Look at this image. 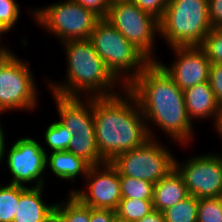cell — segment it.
Instances as JSON below:
<instances>
[{"mask_svg": "<svg viewBox=\"0 0 222 222\" xmlns=\"http://www.w3.org/2000/svg\"><path fill=\"white\" fill-rule=\"evenodd\" d=\"M126 89L138 102L150 138L155 136L148 125L152 123L179 141V145L190 143L194 126L187 114L183 91L156 61H151Z\"/></svg>", "mask_w": 222, "mask_h": 222, "instance_id": "1", "label": "cell"}, {"mask_svg": "<svg viewBox=\"0 0 222 222\" xmlns=\"http://www.w3.org/2000/svg\"><path fill=\"white\" fill-rule=\"evenodd\" d=\"M123 91V96L93 97L96 144L105 162L150 138L138 102L126 88Z\"/></svg>", "mask_w": 222, "mask_h": 222, "instance_id": "2", "label": "cell"}, {"mask_svg": "<svg viewBox=\"0 0 222 222\" xmlns=\"http://www.w3.org/2000/svg\"><path fill=\"white\" fill-rule=\"evenodd\" d=\"M67 55L66 81L59 84L48 81L52 93L66 97H109L116 94L113 88L122 84L106 67L90 39L69 40L62 43ZM51 82V83H49Z\"/></svg>", "mask_w": 222, "mask_h": 222, "instance_id": "3", "label": "cell"}, {"mask_svg": "<svg viewBox=\"0 0 222 222\" xmlns=\"http://www.w3.org/2000/svg\"><path fill=\"white\" fill-rule=\"evenodd\" d=\"M89 39L123 89L151 62L104 18L96 23Z\"/></svg>", "mask_w": 222, "mask_h": 222, "instance_id": "4", "label": "cell"}, {"mask_svg": "<svg viewBox=\"0 0 222 222\" xmlns=\"http://www.w3.org/2000/svg\"><path fill=\"white\" fill-rule=\"evenodd\" d=\"M212 30L208 0H169L159 34L170 47L201 46Z\"/></svg>", "mask_w": 222, "mask_h": 222, "instance_id": "5", "label": "cell"}, {"mask_svg": "<svg viewBox=\"0 0 222 222\" xmlns=\"http://www.w3.org/2000/svg\"><path fill=\"white\" fill-rule=\"evenodd\" d=\"M36 21L57 36L61 43L69 40L90 38L96 23L101 19L92 10L86 9L73 0L53 3L32 10Z\"/></svg>", "mask_w": 222, "mask_h": 222, "instance_id": "6", "label": "cell"}, {"mask_svg": "<svg viewBox=\"0 0 222 222\" xmlns=\"http://www.w3.org/2000/svg\"><path fill=\"white\" fill-rule=\"evenodd\" d=\"M155 140L156 138H149L141 146L122 152L110 162L120 177H131L155 184L174 169L175 156L163 143L158 144V139Z\"/></svg>", "mask_w": 222, "mask_h": 222, "instance_id": "7", "label": "cell"}, {"mask_svg": "<svg viewBox=\"0 0 222 222\" xmlns=\"http://www.w3.org/2000/svg\"><path fill=\"white\" fill-rule=\"evenodd\" d=\"M8 50L0 58V114L7 110H33L37 107L38 89L27 60Z\"/></svg>", "mask_w": 222, "mask_h": 222, "instance_id": "8", "label": "cell"}, {"mask_svg": "<svg viewBox=\"0 0 222 222\" xmlns=\"http://www.w3.org/2000/svg\"><path fill=\"white\" fill-rule=\"evenodd\" d=\"M150 61L154 56V39L159 34V20L144 12L131 0L117 1L110 5L104 18Z\"/></svg>", "mask_w": 222, "mask_h": 222, "instance_id": "9", "label": "cell"}, {"mask_svg": "<svg viewBox=\"0 0 222 222\" xmlns=\"http://www.w3.org/2000/svg\"><path fill=\"white\" fill-rule=\"evenodd\" d=\"M198 156L184 163L175 158L174 162V168L182 176L189 195L196 198L221 197L222 165L219 158L212 153Z\"/></svg>", "mask_w": 222, "mask_h": 222, "instance_id": "10", "label": "cell"}, {"mask_svg": "<svg viewBox=\"0 0 222 222\" xmlns=\"http://www.w3.org/2000/svg\"><path fill=\"white\" fill-rule=\"evenodd\" d=\"M5 152H8L4 157H7V167L13 178L10 184L26 186L35 182L32 187L45 185L43 172L46 170L47 152L40 142L30 137H22Z\"/></svg>", "mask_w": 222, "mask_h": 222, "instance_id": "11", "label": "cell"}, {"mask_svg": "<svg viewBox=\"0 0 222 222\" xmlns=\"http://www.w3.org/2000/svg\"><path fill=\"white\" fill-rule=\"evenodd\" d=\"M85 179L87 191L74 189L69 193L91 208L116 210L122 199L120 175L111 163L91 166Z\"/></svg>", "mask_w": 222, "mask_h": 222, "instance_id": "12", "label": "cell"}, {"mask_svg": "<svg viewBox=\"0 0 222 222\" xmlns=\"http://www.w3.org/2000/svg\"><path fill=\"white\" fill-rule=\"evenodd\" d=\"M177 55L176 61L168 67L159 60L156 62L172 78L175 84L184 91L202 82H208L211 62L200 46L172 47Z\"/></svg>", "mask_w": 222, "mask_h": 222, "instance_id": "13", "label": "cell"}, {"mask_svg": "<svg viewBox=\"0 0 222 222\" xmlns=\"http://www.w3.org/2000/svg\"><path fill=\"white\" fill-rule=\"evenodd\" d=\"M52 95L59 120L67 128L70 136L82 131H95L93 97L88 95L84 102L82 97H66L54 93Z\"/></svg>", "mask_w": 222, "mask_h": 222, "instance_id": "14", "label": "cell"}, {"mask_svg": "<svg viewBox=\"0 0 222 222\" xmlns=\"http://www.w3.org/2000/svg\"><path fill=\"white\" fill-rule=\"evenodd\" d=\"M41 187L20 185V199L13 222H54L55 203L48 206L42 200Z\"/></svg>", "mask_w": 222, "mask_h": 222, "instance_id": "15", "label": "cell"}, {"mask_svg": "<svg viewBox=\"0 0 222 222\" xmlns=\"http://www.w3.org/2000/svg\"><path fill=\"white\" fill-rule=\"evenodd\" d=\"M188 117L193 119L214 118L215 126L220 115V105L209 82H202L183 91Z\"/></svg>", "mask_w": 222, "mask_h": 222, "instance_id": "16", "label": "cell"}, {"mask_svg": "<svg viewBox=\"0 0 222 222\" xmlns=\"http://www.w3.org/2000/svg\"><path fill=\"white\" fill-rule=\"evenodd\" d=\"M189 193L182 176L174 168L165 177L154 184L153 207L163 212L187 198Z\"/></svg>", "mask_w": 222, "mask_h": 222, "instance_id": "17", "label": "cell"}, {"mask_svg": "<svg viewBox=\"0 0 222 222\" xmlns=\"http://www.w3.org/2000/svg\"><path fill=\"white\" fill-rule=\"evenodd\" d=\"M46 167H49L53 174L60 179L75 181L78 175L85 178L91 165L73 153L56 151L51 152L49 157L48 153L46 154Z\"/></svg>", "mask_w": 222, "mask_h": 222, "instance_id": "18", "label": "cell"}, {"mask_svg": "<svg viewBox=\"0 0 222 222\" xmlns=\"http://www.w3.org/2000/svg\"><path fill=\"white\" fill-rule=\"evenodd\" d=\"M67 151L83 158L91 166L106 163L100 155L96 144L95 131H82L72 136Z\"/></svg>", "mask_w": 222, "mask_h": 222, "instance_id": "19", "label": "cell"}, {"mask_svg": "<svg viewBox=\"0 0 222 222\" xmlns=\"http://www.w3.org/2000/svg\"><path fill=\"white\" fill-rule=\"evenodd\" d=\"M69 194L67 202L55 203L54 222H90L91 207Z\"/></svg>", "mask_w": 222, "mask_h": 222, "instance_id": "20", "label": "cell"}, {"mask_svg": "<svg viewBox=\"0 0 222 222\" xmlns=\"http://www.w3.org/2000/svg\"><path fill=\"white\" fill-rule=\"evenodd\" d=\"M115 211L117 219L136 222L154 211L153 200L122 198Z\"/></svg>", "mask_w": 222, "mask_h": 222, "instance_id": "21", "label": "cell"}, {"mask_svg": "<svg viewBox=\"0 0 222 222\" xmlns=\"http://www.w3.org/2000/svg\"><path fill=\"white\" fill-rule=\"evenodd\" d=\"M198 200L192 195L163 211L165 222H197Z\"/></svg>", "mask_w": 222, "mask_h": 222, "instance_id": "22", "label": "cell"}, {"mask_svg": "<svg viewBox=\"0 0 222 222\" xmlns=\"http://www.w3.org/2000/svg\"><path fill=\"white\" fill-rule=\"evenodd\" d=\"M20 199V185L0 186V222H13Z\"/></svg>", "mask_w": 222, "mask_h": 222, "instance_id": "23", "label": "cell"}, {"mask_svg": "<svg viewBox=\"0 0 222 222\" xmlns=\"http://www.w3.org/2000/svg\"><path fill=\"white\" fill-rule=\"evenodd\" d=\"M122 198L153 200L154 183L131 177H120Z\"/></svg>", "mask_w": 222, "mask_h": 222, "instance_id": "24", "label": "cell"}, {"mask_svg": "<svg viewBox=\"0 0 222 222\" xmlns=\"http://www.w3.org/2000/svg\"><path fill=\"white\" fill-rule=\"evenodd\" d=\"M44 133L45 144L52 152L67 151L72 136L60 121L52 122Z\"/></svg>", "mask_w": 222, "mask_h": 222, "instance_id": "25", "label": "cell"}, {"mask_svg": "<svg viewBox=\"0 0 222 222\" xmlns=\"http://www.w3.org/2000/svg\"><path fill=\"white\" fill-rule=\"evenodd\" d=\"M197 222H222V196L199 198Z\"/></svg>", "mask_w": 222, "mask_h": 222, "instance_id": "26", "label": "cell"}, {"mask_svg": "<svg viewBox=\"0 0 222 222\" xmlns=\"http://www.w3.org/2000/svg\"><path fill=\"white\" fill-rule=\"evenodd\" d=\"M213 63H222V28H212L200 46Z\"/></svg>", "mask_w": 222, "mask_h": 222, "instance_id": "27", "label": "cell"}, {"mask_svg": "<svg viewBox=\"0 0 222 222\" xmlns=\"http://www.w3.org/2000/svg\"><path fill=\"white\" fill-rule=\"evenodd\" d=\"M19 4L14 0H0V36L7 33L20 17Z\"/></svg>", "mask_w": 222, "mask_h": 222, "instance_id": "28", "label": "cell"}, {"mask_svg": "<svg viewBox=\"0 0 222 222\" xmlns=\"http://www.w3.org/2000/svg\"><path fill=\"white\" fill-rule=\"evenodd\" d=\"M141 10L160 20L166 10L169 0H131Z\"/></svg>", "mask_w": 222, "mask_h": 222, "instance_id": "29", "label": "cell"}, {"mask_svg": "<svg viewBox=\"0 0 222 222\" xmlns=\"http://www.w3.org/2000/svg\"><path fill=\"white\" fill-rule=\"evenodd\" d=\"M208 82L217 103L222 106V63L211 64Z\"/></svg>", "mask_w": 222, "mask_h": 222, "instance_id": "30", "label": "cell"}, {"mask_svg": "<svg viewBox=\"0 0 222 222\" xmlns=\"http://www.w3.org/2000/svg\"><path fill=\"white\" fill-rule=\"evenodd\" d=\"M79 5L83 6L86 9L92 10L100 18H105L110 5L112 4L111 0H73Z\"/></svg>", "mask_w": 222, "mask_h": 222, "instance_id": "31", "label": "cell"}, {"mask_svg": "<svg viewBox=\"0 0 222 222\" xmlns=\"http://www.w3.org/2000/svg\"><path fill=\"white\" fill-rule=\"evenodd\" d=\"M209 20L212 28H222V0H208Z\"/></svg>", "mask_w": 222, "mask_h": 222, "instance_id": "32", "label": "cell"}, {"mask_svg": "<svg viewBox=\"0 0 222 222\" xmlns=\"http://www.w3.org/2000/svg\"><path fill=\"white\" fill-rule=\"evenodd\" d=\"M116 211L111 209L91 208L90 222H116Z\"/></svg>", "mask_w": 222, "mask_h": 222, "instance_id": "33", "label": "cell"}, {"mask_svg": "<svg viewBox=\"0 0 222 222\" xmlns=\"http://www.w3.org/2000/svg\"><path fill=\"white\" fill-rule=\"evenodd\" d=\"M136 222H165L163 212L154 210Z\"/></svg>", "mask_w": 222, "mask_h": 222, "instance_id": "34", "label": "cell"}, {"mask_svg": "<svg viewBox=\"0 0 222 222\" xmlns=\"http://www.w3.org/2000/svg\"><path fill=\"white\" fill-rule=\"evenodd\" d=\"M4 131L2 128V125L0 123V163L2 162V160L4 159L5 156V137H4Z\"/></svg>", "mask_w": 222, "mask_h": 222, "instance_id": "35", "label": "cell"}, {"mask_svg": "<svg viewBox=\"0 0 222 222\" xmlns=\"http://www.w3.org/2000/svg\"><path fill=\"white\" fill-rule=\"evenodd\" d=\"M215 129L217 130L218 134L222 136V106L220 107V115H219L218 122L215 126Z\"/></svg>", "mask_w": 222, "mask_h": 222, "instance_id": "36", "label": "cell"}, {"mask_svg": "<svg viewBox=\"0 0 222 222\" xmlns=\"http://www.w3.org/2000/svg\"><path fill=\"white\" fill-rule=\"evenodd\" d=\"M1 39V37H0ZM1 41V40H0ZM1 43V42H0ZM1 45V44H0ZM9 49L6 47L0 46V58L8 51Z\"/></svg>", "mask_w": 222, "mask_h": 222, "instance_id": "37", "label": "cell"}, {"mask_svg": "<svg viewBox=\"0 0 222 222\" xmlns=\"http://www.w3.org/2000/svg\"><path fill=\"white\" fill-rule=\"evenodd\" d=\"M222 137V136H221ZM216 156L219 158L221 165H222V155H219L218 153L216 154Z\"/></svg>", "mask_w": 222, "mask_h": 222, "instance_id": "38", "label": "cell"}, {"mask_svg": "<svg viewBox=\"0 0 222 222\" xmlns=\"http://www.w3.org/2000/svg\"><path fill=\"white\" fill-rule=\"evenodd\" d=\"M117 1H127V0H111L112 3L117 2Z\"/></svg>", "mask_w": 222, "mask_h": 222, "instance_id": "39", "label": "cell"}, {"mask_svg": "<svg viewBox=\"0 0 222 222\" xmlns=\"http://www.w3.org/2000/svg\"><path fill=\"white\" fill-rule=\"evenodd\" d=\"M116 222H125V221H122V220L117 219V221H116Z\"/></svg>", "mask_w": 222, "mask_h": 222, "instance_id": "40", "label": "cell"}]
</instances>
